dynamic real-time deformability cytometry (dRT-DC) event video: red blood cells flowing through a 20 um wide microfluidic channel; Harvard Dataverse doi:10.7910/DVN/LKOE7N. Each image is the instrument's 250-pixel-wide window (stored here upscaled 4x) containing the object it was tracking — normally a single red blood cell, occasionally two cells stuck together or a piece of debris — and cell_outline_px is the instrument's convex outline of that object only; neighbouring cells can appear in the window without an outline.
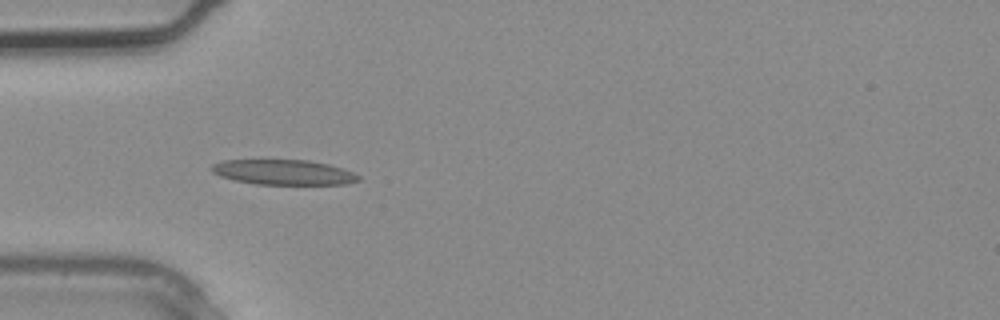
{"species": "common noctule bat (a hibernating species)", "species_latin": "Nyctalus noctula", "temperature_condition": "warm", "stored_images_in_passage": 4, "camera_frame_rate_fps": 3000, "um_per_image_px": 0.085, "animal": {"sex": "male", "body_mass_g": 20.4}, "frame": {"image": 1, "passage_image": 4, "time_ms": 1.0, "image_size_px": [1000, 320], "cell_outline_px": [[360, 180], [348, 184], [256, 184], [236, 180], [220, 176], [212, 172], [208, 168], [212, 164], [224, 160], [308, 160], [328, 164], [352, 172], [360, 176]], "centroid_in_image_um": [24.07, 14.64], "position_along_channel_um": 60.9, "area_um2": 21.39}}